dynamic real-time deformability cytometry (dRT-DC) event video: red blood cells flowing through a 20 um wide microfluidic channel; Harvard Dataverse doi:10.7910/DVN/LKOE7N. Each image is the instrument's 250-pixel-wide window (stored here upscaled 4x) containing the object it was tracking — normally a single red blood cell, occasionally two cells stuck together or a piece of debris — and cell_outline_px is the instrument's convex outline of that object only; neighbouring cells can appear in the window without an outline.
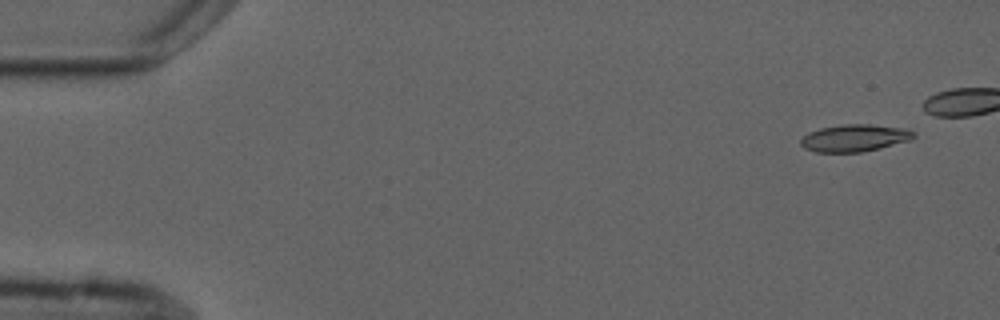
{"species": "common noctule bat (a hibernating species)", "species_latin": "Nyctalus noctula", "temperature_condition": "cold", "stored_images_in_passage": 6, "camera_frame_rate_fps": 3000, "um_per_image_px": 0.085, "animal": {"sex": "male", "forearm_length_mm": 52.5}, "frame": {"image": 1, "passage_image": 1, "time_ms": 0.0, "image_size_px": [1000, 320], "cell_outline_px": [[916, 136], [912, 140], [880, 148], [860, 152], [816, 152], [804, 148], [800, 144], [800, 140], [808, 132], [820, 128], [840, 124], [868, 124], [908, 128], [916, 132]], "centroid_in_image_um": [72.68, 11.72], "position_along_channel_um": 12.3, "area_um2": 18.15}}
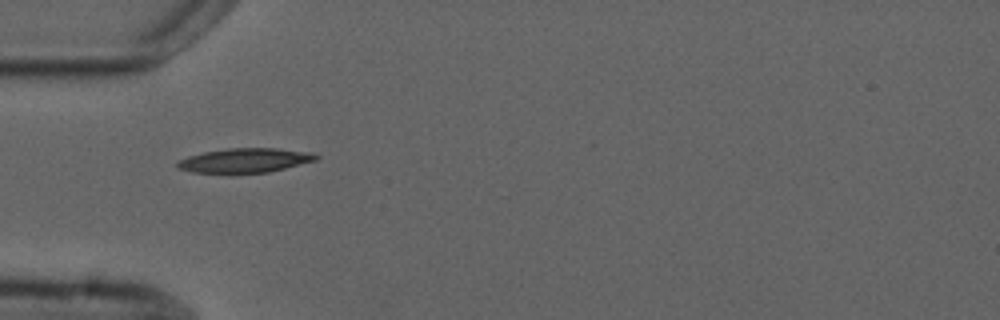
{"frame": {"image": 2, "passage_image": 6, "time_ms": 6.333, "image_size_px": [1000, 320], "cell_outline_px": [[320, 156], [316, 160], [268, 172], [192, 172], [176, 168], [176, 164], [180, 160], [188, 156], [204, 152], [228, 148], [276, 148], [316, 152]], "centroid_in_image_um": [20.86, 13.61], "position_along_channel_um": 64.1, "area_um2": 19.48}}